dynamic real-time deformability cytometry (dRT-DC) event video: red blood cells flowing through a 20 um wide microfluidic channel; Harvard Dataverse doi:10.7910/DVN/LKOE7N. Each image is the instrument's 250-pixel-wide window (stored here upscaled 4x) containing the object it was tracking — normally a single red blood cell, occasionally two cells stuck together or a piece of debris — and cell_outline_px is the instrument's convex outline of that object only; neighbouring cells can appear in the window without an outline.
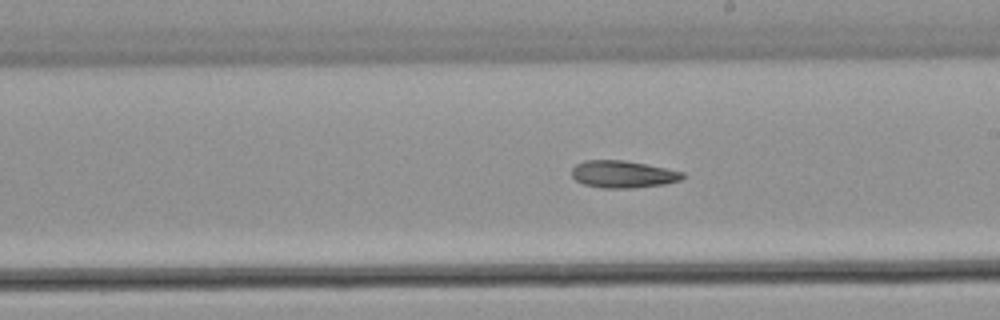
{"species": "common noctule bat (a hibernating species)", "species_latin": "Nyctalus noctula", "temperature_condition": "warm", "stored_images_in_passage": 21, "camera_frame_rate_fps": 3000, "um_per_image_px": 0.085, "animal": {"sex": "male", "body_mass_g": 21.5, "forearm_length_mm": 52.0}, "frame": {"image": 1, "passage_image": 10, "time_ms": 3.0, "image_size_px": [1000, 320], "cell_outline_px": [[684, 176], [680, 180], [664, 184], [632, 188], [600, 188], [584, 184], [576, 180], [572, 176], [572, 168], [576, 164], [584, 160], [624, 160], [684, 172]], "centroid_in_image_um": [52.91, 14.81], "position_along_channel_um": 236.1, "area_um2": 17.46}}